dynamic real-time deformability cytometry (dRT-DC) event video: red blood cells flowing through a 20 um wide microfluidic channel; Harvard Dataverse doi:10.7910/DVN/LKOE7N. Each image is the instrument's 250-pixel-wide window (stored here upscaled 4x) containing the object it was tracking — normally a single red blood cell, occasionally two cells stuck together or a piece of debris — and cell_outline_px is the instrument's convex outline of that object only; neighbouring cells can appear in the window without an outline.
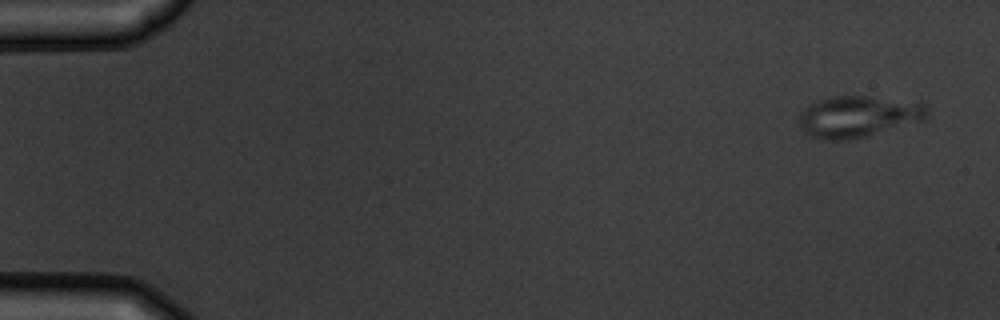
{"species": "common noctule bat (a hibernating species)", "species_latin": "Nyctalus noctula", "temperature_condition": "warm", "stored_images_in_passage": 8, "camera_frame_rate_fps": 3000, "um_per_image_px": 0.085, "animal": {"sex": "male", "body_mass_g": 19.5, "forearm_length_mm": 54.6}, "frame": {"image": 1, "passage_image": 1, "time_ms": 0.0, "image_size_px": [1000, 320], "cell_outline_px": [[928, 116], [924, 120], [864, 136], [848, 140], [824, 140], [808, 136], [800, 128], [800, 112], [808, 104], [816, 100], [832, 96], [864, 96], [920, 100], [928, 104]], "centroid_in_image_um": [72.98, 9.87], "position_along_channel_um": 12.0, "area_um2": 31.5}}